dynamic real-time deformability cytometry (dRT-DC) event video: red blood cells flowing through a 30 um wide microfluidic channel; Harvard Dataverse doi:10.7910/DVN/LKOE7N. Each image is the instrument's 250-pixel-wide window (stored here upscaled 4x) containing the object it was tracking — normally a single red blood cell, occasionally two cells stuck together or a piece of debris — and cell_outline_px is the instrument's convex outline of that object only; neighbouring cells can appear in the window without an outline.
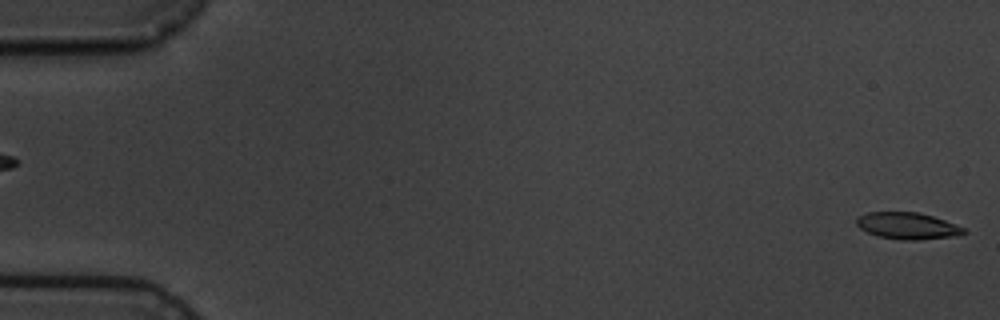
{"species": "common noctule bat (a hibernating species)", "species_latin": "Nyctalus noctula", "temperature_condition": "cold", "stored_images_in_passage": 6, "segment_of_instrument_passage": [2, 2], "camera_frame_rate_fps": 3000, "um_per_image_px": 0.085, "animal": {"sex": "male", "body_mass_g": 19.5, "forearm_length_mm": 54.6}, "frame": {"image": 1, "passage_image": 6, "time_ms": 5.667, "image_size_px": [1000, 320], "cell_outline_px": [[968, 232], [956, 236], [916, 240], [904, 240], [876, 236], [860, 228], [856, 224], [856, 220], [860, 216], [868, 212], [920, 212], [956, 224], [964, 228]], "centroid_in_image_um": [77.16, 19.2], "position_along_channel_um": 7.8, "area_um2": 16.65}}